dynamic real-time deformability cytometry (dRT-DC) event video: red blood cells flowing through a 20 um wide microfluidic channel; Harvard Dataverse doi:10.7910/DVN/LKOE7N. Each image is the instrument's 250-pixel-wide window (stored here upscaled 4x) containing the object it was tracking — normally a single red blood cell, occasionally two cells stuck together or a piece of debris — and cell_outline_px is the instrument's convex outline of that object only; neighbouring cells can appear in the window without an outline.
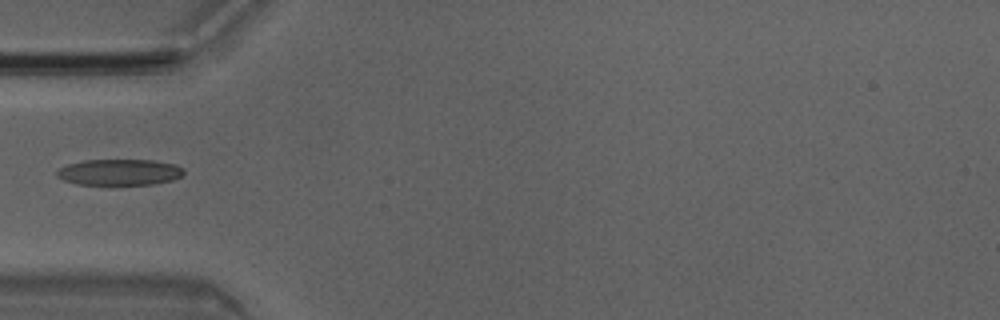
{"species": "Egyptian fruit bat (a non-hibernating species)", "species_latin": "Rousettus aegyptiacus", "temperature_condition": "room temperature", "stored_images_in_passage": 5, "camera_frame_rate_fps": 3000, "um_per_image_px": 0.085, "animal": {"sex": "male"}, "frame": {"image": 1, "passage_image": 5, "time_ms": 1.333, "image_size_px": [1000, 320], "cell_outline_px": [[184, 172], [180, 176], [172, 180], [152, 184], [76, 184], [64, 180], [56, 176], [56, 172], [60, 168], [68, 164], [84, 160], [156, 160], [176, 164], [184, 168]], "centroid_in_image_um": [10.17, 14.62], "position_along_channel_um": 74.8, "area_um2": 19.25}}